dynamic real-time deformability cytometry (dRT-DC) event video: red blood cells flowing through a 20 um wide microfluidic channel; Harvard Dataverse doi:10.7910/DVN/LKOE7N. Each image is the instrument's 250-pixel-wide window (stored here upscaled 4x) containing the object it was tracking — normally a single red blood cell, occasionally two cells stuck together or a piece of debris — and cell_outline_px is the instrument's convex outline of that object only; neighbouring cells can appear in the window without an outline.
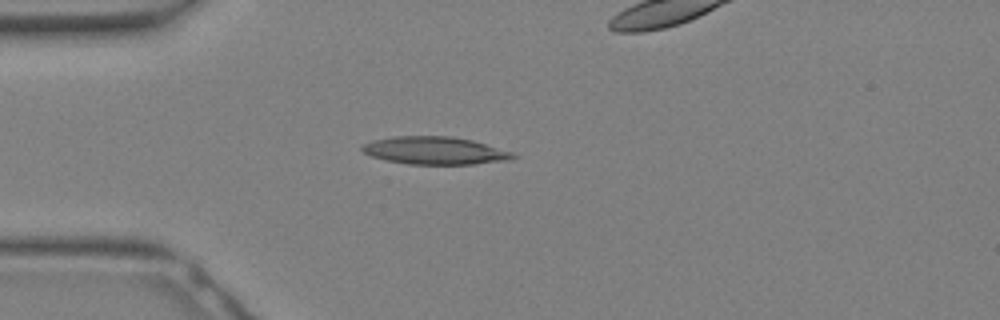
{"species": "Egyptian fruit bat (a non-hibernating species)", "species_latin": "Rousettus aegyptiacus", "temperature_condition": "warm", "stored_images_in_passage": 11, "segment_of_instrument_passage": [1, 2], "camera_frame_rate_fps": 3000, "um_per_image_px": 0.085, "animal": {"sex": "female"}, "frame": {"image": 1, "passage_image": 7, "time_ms": 2.0, "image_size_px": [1000, 320], "cell_outline_px": [[516, 156], [508, 160], [476, 164], [408, 164], [388, 160], [372, 156], [364, 152], [360, 148], [364, 144], [372, 140], [392, 136], [452, 136], [472, 140], [512, 152]], "centroid_in_image_um": [36.95, 12.79], "position_along_channel_um": 48.1, "area_um2": 24.16}}
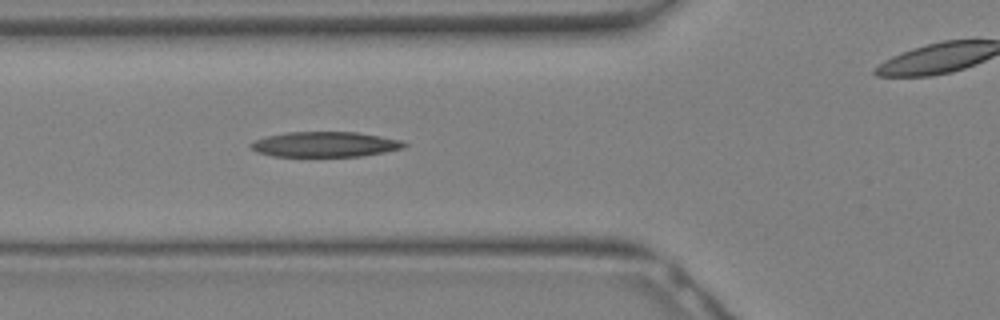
{"frame": {"image": 2, "passage_image": 10, "time_ms": 3.0, "image_size_px": [1000, 320], "cell_outline_px": [[408, 144], [404, 148], [384, 152], [360, 156], [272, 156], [256, 152], [248, 144], [256, 140], [268, 136], [288, 132], [356, 132], [380, 136], [400, 140]], "centroid_in_image_um": [27.63, 12.27], "position_along_channel_um": 98.2, "area_um2": 22.37}}